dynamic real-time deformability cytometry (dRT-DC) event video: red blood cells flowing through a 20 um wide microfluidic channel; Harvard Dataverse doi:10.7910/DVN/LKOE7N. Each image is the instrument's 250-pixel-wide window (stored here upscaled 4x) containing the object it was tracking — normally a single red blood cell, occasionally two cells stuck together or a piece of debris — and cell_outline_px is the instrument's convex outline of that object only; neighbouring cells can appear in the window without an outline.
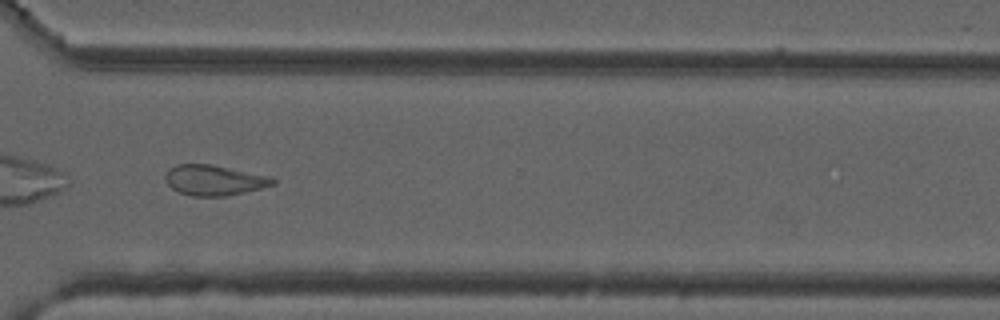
{"species": "common noctule bat (a hibernating species)", "species_latin": "Nyctalus noctula", "temperature_condition": "cold", "stored_images_in_passage": 39, "camera_frame_rate_fps": 3000, "um_per_image_px": 0.085, "animal": {"sex": "male", "forearm_length_mm": 52.5}, "frame": {"image": 1, "passage_image": 28, "time_ms": 9.0, "image_size_px": [1000, 320], "cell_outline_px": [[276, 184], [228, 196], [192, 196], [180, 192], [172, 188], [168, 184], [164, 176], [176, 164], [212, 164], [272, 176], [276, 180]], "centroid_in_image_um": [18.25, 15.31], "position_along_channel_um": 352.3, "area_um2": 19.02}, "authors_computed_cell_mechanics": {"area_um2": 19.0162, "velocity_mm_per_s": 3.704, "shape_relaxation_time_tau1_ms": null, "shape_relaxation_time_tau2_ms": 2.8092, "deformation_change_tau1": null, "deformation_change_tau2": 0.088}}